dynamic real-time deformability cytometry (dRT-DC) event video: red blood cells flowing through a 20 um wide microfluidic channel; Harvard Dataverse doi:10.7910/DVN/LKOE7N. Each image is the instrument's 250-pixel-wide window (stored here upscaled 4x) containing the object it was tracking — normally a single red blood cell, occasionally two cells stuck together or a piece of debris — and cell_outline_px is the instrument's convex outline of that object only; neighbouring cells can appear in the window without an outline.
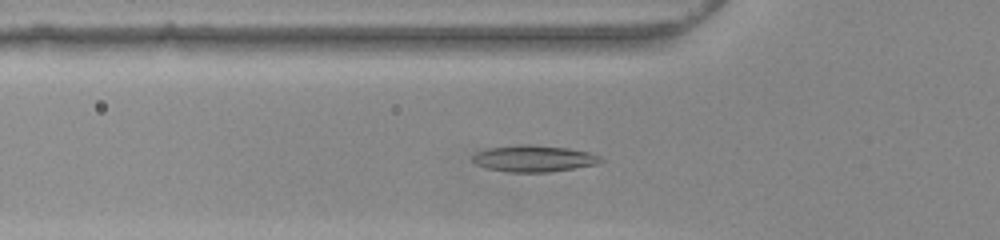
{"species": "common noctule bat (a hibernating species)", "species_latin": "Nyctalus noctula", "temperature_condition": "warm", "stored_images_in_passage": 37, "camera_frame_rate_fps": 3000, "um_per_image_px": 0.085, "animal": {"sex": "female", "body_mass_g": 22.0, "forearm_length_mm": 56.7}, "frame": {"image": 1, "passage_image": 16, "time_ms": 5.0, "image_size_px": [1000, 240], "cell_outline_px": [[604, 160], [596, 164], [576, 168], [548, 172], [508, 172], [488, 168], [476, 164], [472, 160], [472, 156], [476, 152], [488, 148], [524, 144], [528, 144], [568, 148], [588, 152], [600, 156]], "centroid_in_image_um": [45.38, 13.48], "position_along_channel_um": 80.4, "area_um2": 19.71}}
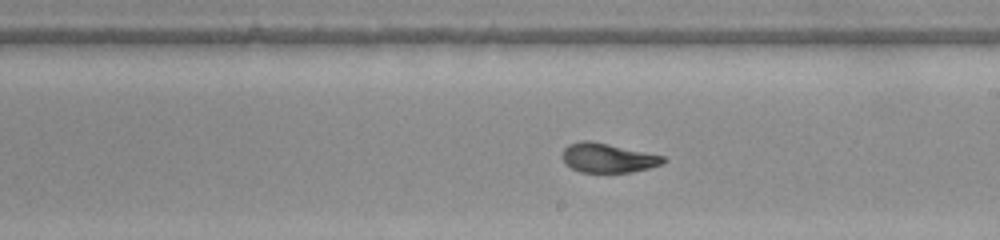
{"frame": {"image": 2, "passage_image": 28, "time_ms": 9.0, "image_size_px": [1000, 240], "cell_outline_px": [[668, 160], [664, 164], [632, 172], [580, 172], [564, 164], [560, 156], [564, 148], [568, 144], [584, 140], [588, 140], [608, 144], [664, 156]], "centroid_in_image_um": [51.64, 13.43], "position_along_channel_um": 237.4, "area_um2": 17.34}}
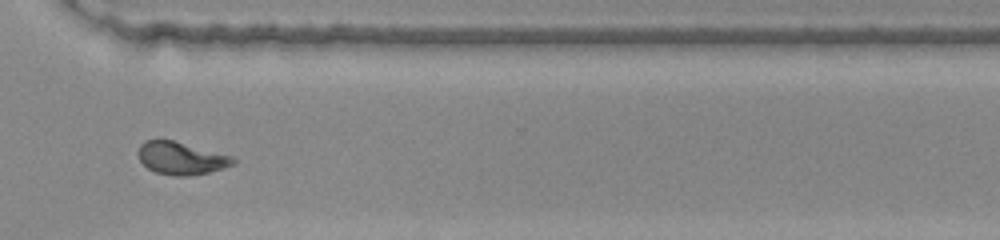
{"frame": {"image": 3, "passage_image": 37, "time_ms": 12.0, "image_size_px": [1000, 240], "cell_outline_px": [[236, 164], [224, 168], [208, 172], [188, 176], [176, 176], [156, 172], [148, 168], [140, 160], [136, 152], [140, 144], [144, 140], [172, 140], [232, 156], [236, 160]], "centroid_in_image_um": [15.39, 13.45], "position_along_channel_um": 355.2, "area_um2": 17.98}}